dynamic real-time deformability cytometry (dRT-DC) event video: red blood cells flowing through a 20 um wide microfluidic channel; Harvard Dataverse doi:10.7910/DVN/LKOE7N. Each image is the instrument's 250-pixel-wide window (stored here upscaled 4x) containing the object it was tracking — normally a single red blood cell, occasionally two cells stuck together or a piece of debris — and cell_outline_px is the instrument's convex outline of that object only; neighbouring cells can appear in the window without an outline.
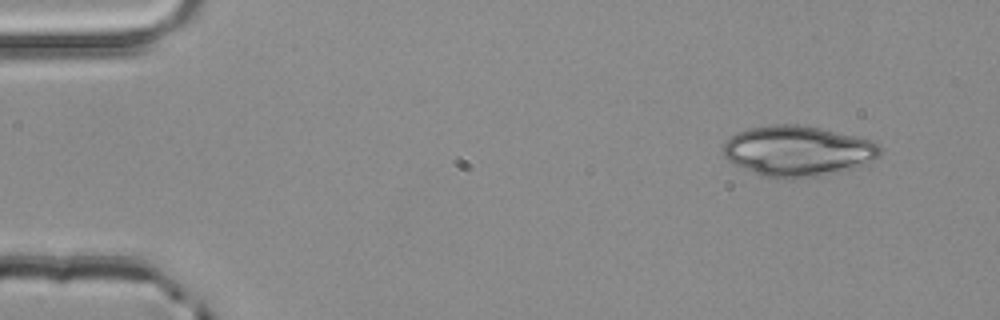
{"species": "common noctule bat (a hibernating species)", "species_latin": "Nyctalus noctula", "temperature_condition": "room temperature", "stored_images_in_passage": 3, "camera_frame_rate_fps": 3000, "um_per_image_px": 0.085, "animal": {"sex": "male", "body_mass_g": 20.4}, "frame": {"image": 1, "passage_image": 1, "time_ms": 0.0, "image_size_px": [1000, 320], "cell_outline_px": [[880, 156], [872, 160], [852, 168], [840, 172], [820, 176], [776, 180], [764, 176], [732, 164], [724, 156], [720, 148], [732, 136], [748, 128], [768, 124], [796, 124], [820, 128], [872, 140], [880, 148]], "centroid_in_image_um": [67.76, 12.84], "position_along_channel_um": 17.2, "area_um2": 46.3}}